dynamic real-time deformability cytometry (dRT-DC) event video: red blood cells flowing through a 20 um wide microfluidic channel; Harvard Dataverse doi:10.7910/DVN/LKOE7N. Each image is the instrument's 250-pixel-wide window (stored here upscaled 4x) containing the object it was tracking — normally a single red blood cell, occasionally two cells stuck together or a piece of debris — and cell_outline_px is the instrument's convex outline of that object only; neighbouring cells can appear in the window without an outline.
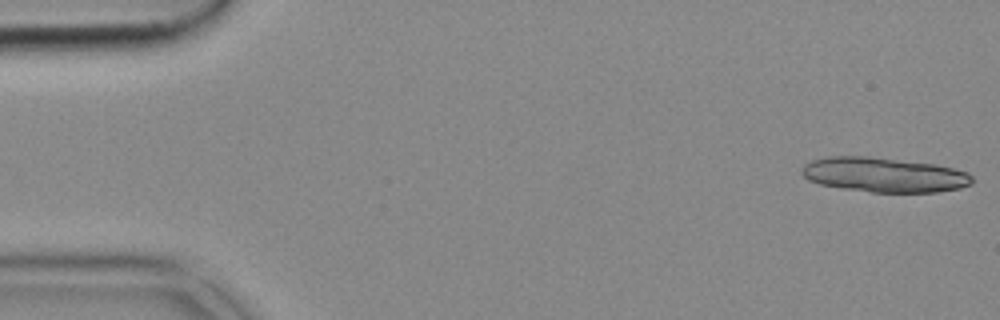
{"species": "common noctule bat (a hibernating species)", "species_latin": "Nyctalus noctula", "temperature_condition": "cold", "stored_images_in_passage": 28, "camera_frame_rate_fps": 3000, "um_per_image_px": 0.085, "animal": {"sex": "female", "body_mass_g": 18.4}, "frame": {"image": 1, "passage_image": 1, "time_ms": 0.0, "image_size_px": [1000, 320], "cell_outline_px": [[972, 184], [960, 188], [936, 192], [872, 192], [840, 188], [820, 184], [808, 180], [800, 172], [804, 164], [812, 160], [828, 156], [868, 156], [936, 164], [968, 172], [972, 176]], "centroid_in_image_um": [75.13, 14.85], "position_along_channel_um": 9.9, "area_um2": 34.56}}
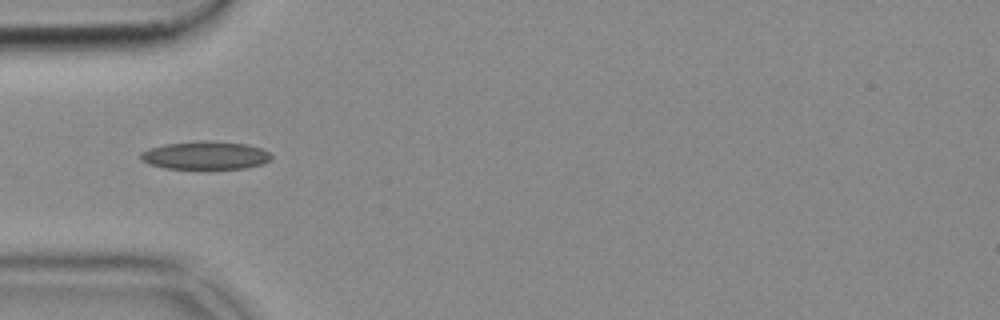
{"frame": {"image": 2, "passage_image": 16, "time_ms": 5.0, "image_size_px": [1000, 320], "cell_outline_px": [[272, 156], [268, 160], [260, 164], [244, 168], [200, 172], [164, 168], [148, 164], [140, 160], [140, 152], [148, 148], [164, 144], [204, 140], [244, 144], [260, 148], [268, 152]], "centroid_in_image_um": [17.36, 13.26], "position_along_channel_um": 67.6, "area_um2": 22.31}}